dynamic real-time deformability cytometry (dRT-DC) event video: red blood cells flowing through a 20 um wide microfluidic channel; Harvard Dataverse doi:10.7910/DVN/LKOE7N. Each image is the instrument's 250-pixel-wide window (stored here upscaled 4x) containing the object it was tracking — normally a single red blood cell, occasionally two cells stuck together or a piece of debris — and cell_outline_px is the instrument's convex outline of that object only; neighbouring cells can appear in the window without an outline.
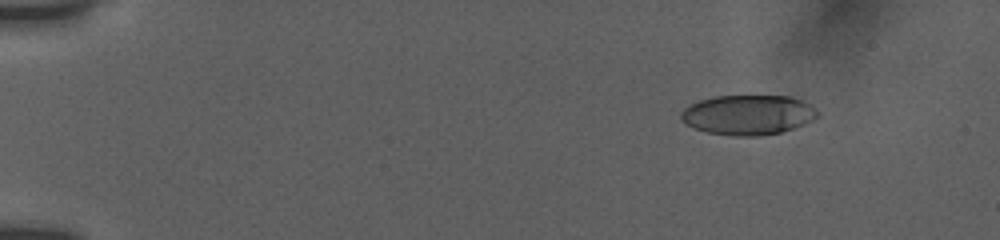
{"species": "human", "species_latin": "Homo sapiens", "temperature_condition": "room temperature", "stored_images_in_passage": 55, "camera_frame_rate_fps": 3000, "um_per_image_px": 0.085, "donor": {"sex": "female"}, "frame": {"image": 1, "passage_image": 8, "time_ms": 2.333, "image_size_px": [1000, 240], "cell_outline_px": [[820, 116], [804, 124], [780, 132], [760, 136], [732, 136], [708, 132], [696, 128], [680, 120], [680, 112], [688, 104], [700, 100], [716, 96], [788, 96], [800, 100], [808, 104], [820, 112]], "centroid_in_image_um": [63.57, 9.76], "position_along_channel_um": 21.4, "area_um2": 31.67}}
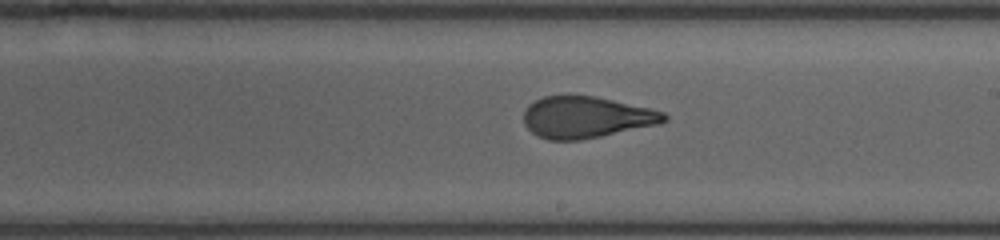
{"frame": {"image": 2, "passage_image": 34, "time_ms": 11.0, "image_size_px": [1000, 240], "cell_outline_px": [[668, 120], [660, 124], [580, 140], [548, 140], [532, 132], [524, 124], [524, 112], [528, 104], [544, 96], [596, 96], [648, 108], [664, 112], [668, 116]], "centroid_in_image_um": [49.83, 9.97], "position_along_channel_um": 239.2, "area_um2": 33.76}}
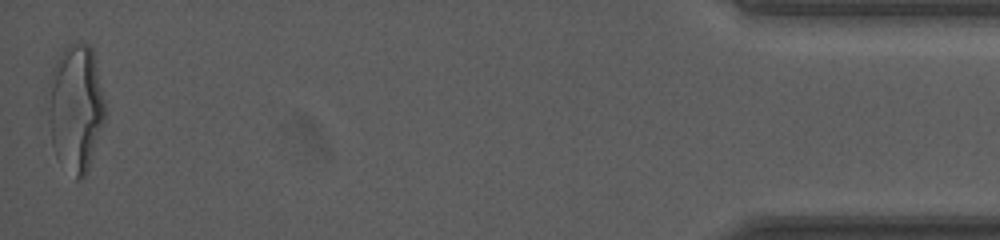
{"frame": {"image": 3, "passage_image": 55, "time_ms": 18.0, "image_size_px": [1000, 240], "cell_outline_px": [[104, 120], [88, 168], [84, 176], [76, 180], [52, 144], [48, 120], [48, 80], [52, 68], [56, 60], [64, 48], [68, 44], [76, 40], [80, 40], [88, 44], [92, 48], [104, 100]], "centroid_in_image_um": [6.41, 9.06], "position_along_channel_um": 428.8, "area_um2": 41.62}, "authors_computed_cell_mechanics": {"area_um2": 34.2176, "velocity_mm_per_s": 3.8572, "shape_relaxation_time_tau1_ms": 5.2773, "shape_relaxation_time_tau2_ms": 1.1822, "deformation_change_tau1": 0.2279, "deformation_change_tau2": 0.0936}}